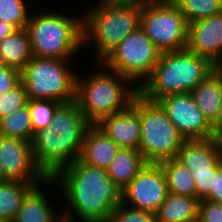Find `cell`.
Here are the masks:
<instances>
[{
    "mask_svg": "<svg viewBox=\"0 0 222 222\" xmlns=\"http://www.w3.org/2000/svg\"><path fill=\"white\" fill-rule=\"evenodd\" d=\"M61 189L68 203L62 214L64 222H108L113 210L121 204V189L106 170L83 163L79 158L45 181ZM68 211V212H67ZM75 214V216H72Z\"/></svg>",
    "mask_w": 222,
    "mask_h": 222,
    "instance_id": "6da1fadb",
    "label": "cell"
},
{
    "mask_svg": "<svg viewBox=\"0 0 222 222\" xmlns=\"http://www.w3.org/2000/svg\"><path fill=\"white\" fill-rule=\"evenodd\" d=\"M89 126L76 100H73L61 103L49 126L34 134L31 142L33 155L37 166L48 178H53L80 157Z\"/></svg>",
    "mask_w": 222,
    "mask_h": 222,
    "instance_id": "7a4b0ae2",
    "label": "cell"
},
{
    "mask_svg": "<svg viewBox=\"0 0 222 222\" xmlns=\"http://www.w3.org/2000/svg\"><path fill=\"white\" fill-rule=\"evenodd\" d=\"M216 67L208 58L187 48L163 52L150 77L138 83L139 94L157 102L167 95L191 93Z\"/></svg>",
    "mask_w": 222,
    "mask_h": 222,
    "instance_id": "3957f363",
    "label": "cell"
},
{
    "mask_svg": "<svg viewBox=\"0 0 222 222\" xmlns=\"http://www.w3.org/2000/svg\"><path fill=\"white\" fill-rule=\"evenodd\" d=\"M92 74L85 79L77 75L75 100L88 123L97 125L110 115L126 110L139 88L136 84L130 87L129 79L109 69Z\"/></svg>",
    "mask_w": 222,
    "mask_h": 222,
    "instance_id": "277c9868",
    "label": "cell"
},
{
    "mask_svg": "<svg viewBox=\"0 0 222 222\" xmlns=\"http://www.w3.org/2000/svg\"><path fill=\"white\" fill-rule=\"evenodd\" d=\"M29 17L25 27L34 57L71 59L83 46V16L45 10ZM51 12V13H50Z\"/></svg>",
    "mask_w": 222,
    "mask_h": 222,
    "instance_id": "5b68a950",
    "label": "cell"
},
{
    "mask_svg": "<svg viewBox=\"0 0 222 222\" xmlns=\"http://www.w3.org/2000/svg\"><path fill=\"white\" fill-rule=\"evenodd\" d=\"M82 13L83 46L93 39L98 63L140 27L141 8L138 7L98 3Z\"/></svg>",
    "mask_w": 222,
    "mask_h": 222,
    "instance_id": "8992f818",
    "label": "cell"
},
{
    "mask_svg": "<svg viewBox=\"0 0 222 222\" xmlns=\"http://www.w3.org/2000/svg\"><path fill=\"white\" fill-rule=\"evenodd\" d=\"M139 120L141 137L138 150L146 163L159 164L175 159L186 140L168 119L161 105L139 94Z\"/></svg>",
    "mask_w": 222,
    "mask_h": 222,
    "instance_id": "52a82bcc",
    "label": "cell"
},
{
    "mask_svg": "<svg viewBox=\"0 0 222 222\" xmlns=\"http://www.w3.org/2000/svg\"><path fill=\"white\" fill-rule=\"evenodd\" d=\"M69 60L33 56L21 71L28 99L60 103L75 100L77 74L68 66Z\"/></svg>",
    "mask_w": 222,
    "mask_h": 222,
    "instance_id": "ba28073f",
    "label": "cell"
},
{
    "mask_svg": "<svg viewBox=\"0 0 222 222\" xmlns=\"http://www.w3.org/2000/svg\"><path fill=\"white\" fill-rule=\"evenodd\" d=\"M161 51L139 27L119 43L99 64L132 82H144L158 63ZM135 80V81H134Z\"/></svg>",
    "mask_w": 222,
    "mask_h": 222,
    "instance_id": "9c48e42d",
    "label": "cell"
},
{
    "mask_svg": "<svg viewBox=\"0 0 222 222\" xmlns=\"http://www.w3.org/2000/svg\"><path fill=\"white\" fill-rule=\"evenodd\" d=\"M140 28L163 53L185 49L188 22L178 6L156 0L141 8Z\"/></svg>",
    "mask_w": 222,
    "mask_h": 222,
    "instance_id": "30bf717a",
    "label": "cell"
},
{
    "mask_svg": "<svg viewBox=\"0 0 222 222\" xmlns=\"http://www.w3.org/2000/svg\"><path fill=\"white\" fill-rule=\"evenodd\" d=\"M168 194L167 180L161 165L146 163L121 190V203L156 214Z\"/></svg>",
    "mask_w": 222,
    "mask_h": 222,
    "instance_id": "8fae6325",
    "label": "cell"
},
{
    "mask_svg": "<svg viewBox=\"0 0 222 222\" xmlns=\"http://www.w3.org/2000/svg\"><path fill=\"white\" fill-rule=\"evenodd\" d=\"M185 140L217 137L213 126L197 107L191 93L171 94L157 101Z\"/></svg>",
    "mask_w": 222,
    "mask_h": 222,
    "instance_id": "7c38bea8",
    "label": "cell"
},
{
    "mask_svg": "<svg viewBox=\"0 0 222 222\" xmlns=\"http://www.w3.org/2000/svg\"><path fill=\"white\" fill-rule=\"evenodd\" d=\"M0 160L5 180L43 183L48 179L36 164L31 142L0 135Z\"/></svg>",
    "mask_w": 222,
    "mask_h": 222,
    "instance_id": "4fadbf2b",
    "label": "cell"
},
{
    "mask_svg": "<svg viewBox=\"0 0 222 222\" xmlns=\"http://www.w3.org/2000/svg\"><path fill=\"white\" fill-rule=\"evenodd\" d=\"M186 48L208 58L215 66L222 65V12L188 24Z\"/></svg>",
    "mask_w": 222,
    "mask_h": 222,
    "instance_id": "5bb4252c",
    "label": "cell"
},
{
    "mask_svg": "<svg viewBox=\"0 0 222 222\" xmlns=\"http://www.w3.org/2000/svg\"><path fill=\"white\" fill-rule=\"evenodd\" d=\"M97 126L120 148L138 150L141 137L139 93L126 110L110 115Z\"/></svg>",
    "mask_w": 222,
    "mask_h": 222,
    "instance_id": "9a60e30c",
    "label": "cell"
},
{
    "mask_svg": "<svg viewBox=\"0 0 222 222\" xmlns=\"http://www.w3.org/2000/svg\"><path fill=\"white\" fill-rule=\"evenodd\" d=\"M175 160L190 171L219 169L222 166V140H186L177 152Z\"/></svg>",
    "mask_w": 222,
    "mask_h": 222,
    "instance_id": "2e32d148",
    "label": "cell"
},
{
    "mask_svg": "<svg viewBox=\"0 0 222 222\" xmlns=\"http://www.w3.org/2000/svg\"><path fill=\"white\" fill-rule=\"evenodd\" d=\"M119 149L97 125H90L84 136L79 159L90 166L106 170Z\"/></svg>",
    "mask_w": 222,
    "mask_h": 222,
    "instance_id": "e0dca14e",
    "label": "cell"
},
{
    "mask_svg": "<svg viewBox=\"0 0 222 222\" xmlns=\"http://www.w3.org/2000/svg\"><path fill=\"white\" fill-rule=\"evenodd\" d=\"M191 94L217 136V117L222 100V68L216 67L191 91Z\"/></svg>",
    "mask_w": 222,
    "mask_h": 222,
    "instance_id": "ac0fdd59",
    "label": "cell"
},
{
    "mask_svg": "<svg viewBox=\"0 0 222 222\" xmlns=\"http://www.w3.org/2000/svg\"><path fill=\"white\" fill-rule=\"evenodd\" d=\"M44 184L45 182L34 186L26 194L12 222H64L62 215H56L50 206L46 193L41 188Z\"/></svg>",
    "mask_w": 222,
    "mask_h": 222,
    "instance_id": "d6986e66",
    "label": "cell"
},
{
    "mask_svg": "<svg viewBox=\"0 0 222 222\" xmlns=\"http://www.w3.org/2000/svg\"><path fill=\"white\" fill-rule=\"evenodd\" d=\"M199 204L197 197L169 193L155 214L156 222L198 221Z\"/></svg>",
    "mask_w": 222,
    "mask_h": 222,
    "instance_id": "ffe728a7",
    "label": "cell"
},
{
    "mask_svg": "<svg viewBox=\"0 0 222 222\" xmlns=\"http://www.w3.org/2000/svg\"><path fill=\"white\" fill-rule=\"evenodd\" d=\"M33 57L26 29H17L0 41V63L22 71Z\"/></svg>",
    "mask_w": 222,
    "mask_h": 222,
    "instance_id": "44dd1931",
    "label": "cell"
},
{
    "mask_svg": "<svg viewBox=\"0 0 222 222\" xmlns=\"http://www.w3.org/2000/svg\"><path fill=\"white\" fill-rule=\"evenodd\" d=\"M146 165V161L135 149L120 148L106 172L109 178L122 190Z\"/></svg>",
    "mask_w": 222,
    "mask_h": 222,
    "instance_id": "7402d4cb",
    "label": "cell"
},
{
    "mask_svg": "<svg viewBox=\"0 0 222 222\" xmlns=\"http://www.w3.org/2000/svg\"><path fill=\"white\" fill-rule=\"evenodd\" d=\"M38 184L42 183L0 182V219L12 221L26 194Z\"/></svg>",
    "mask_w": 222,
    "mask_h": 222,
    "instance_id": "603a6c76",
    "label": "cell"
},
{
    "mask_svg": "<svg viewBox=\"0 0 222 222\" xmlns=\"http://www.w3.org/2000/svg\"><path fill=\"white\" fill-rule=\"evenodd\" d=\"M165 173L169 193L196 197V186L190 170L175 159L159 163Z\"/></svg>",
    "mask_w": 222,
    "mask_h": 222,
    "instance_id": "cb8c5ba5",
    "label": "cell"
},
{
    "mask_svg": "<svg viewBox=\"0 0 222 222\" xmlns=\"http://www.w3.org/2000/svg\"><path fill=\"white\" fill-rule=\"evenodd\" d=\"M0 135L33 140V127L28 105L0 119Z\"/></svg>",
    "mask_w": 222,
    "mask_h": 222,
    "instance_id": "d4e9b609",
    "label": "cell"
},
{
    "mask_svg": "<svg viewBox=\"0 0 222 222\" xmlns=\"http://www.w3.org/2000/svg\"><path fill=\"white\" fill-rule=\"evenodd\" d=\"M178 7L190 24L222 12V0H184Z\"/></svg>",
    "mask_w": 222,
    "mask_h": 222,
    "instance_id": "484cf974",
    "label": "cell"
},
{
    "mask_svg": "<svg viewBox=\"0 0 222 222\" xmlns=\"http://www.w3.org/2000/svg\"><path fill=\"white\" fill-rule=\"evenodd\" d=\"M61 103L55 100H28V109L30 112V117L33 127V137L34 134L51 123L55 110Z\"/></svg>",
    "mask_w": 222,
    "mask_h": 222,
    "instance_id": "4316f807",
    "label": "cell"
},
{
    "mask_svg": "<svg viewBox=\"0 0 222 222\" xmlns=\"http://www.w3.org/2000/svg\"><path fill=\"white\" fill-rule=\"evenodd\" d=\"M29 9L24 0H0V20L24 29L29 21Z\"/></svg>",
    "mask_w": 222,
    "mask_h": 222,
    "instance_id": "83f0119b",
    "label": "cell"
},
{
    "mask_svg": "<svg viewBox=\"0 0 222 222\" xmlns=\"http://www.w3.org/2000/svg\"><path fill=\"white\" fill-rule=\"evenodd\" d=\"M28 96L20 81L15 87L0 95V119L27 106Z\"/></svg>",
    "mask_w": 222,
    "mask_h": 222,
    "instance_id": "f1b7e54d",
    "label": "cell"
},
{
    "mask_svg": "<svg viewBox=\"0 0 222 222\" xmlns=\"http://www.w3.org/2000/svg\"><path fill=\"white\" fill-rule=\"evenodd\" d=\"M108 222H156V218L153 213L121 203L113 210Z\"/></svg>",
    "mask_w": 222,
    "mask_h": 222,
    "instance_id": "f546056e",
    "label": "cell"
},
{
    "mask_svg": "<svg viewBox=\"0 0 222 222\" xmlns=\"http://www.w3.org/2000/svg\"><path fill=\"white\" fill-rule=\"evenodd\" d=\"M218 170L219 169L190 171L195 180L196 197L199 200L205 199L210 194L214 183V174H217Z\"/></svg>",
    "mask_w": 222,
    "mask_h": 222,
    "instance_id": "4dcf8cb0",
    "label": "cell"
},
{
    "mask_svg": "<svg viewBox=\"0 0 222 222\" xmlns=\"http://www.w3.org/2000/svg\"><path fill=\"white\" fill-rule=\"evenodd\" d=\"M199 222H222V204L202 199L199 204Z\"/></svg>",
    "mask_w": 222,
    "mask_h": 222,
    "instance_id": "1f68e13d",
    "label": "cell"
},
{
    "mask_svg": "<svg viewBox=\"0 0 222 222\" xmlns=\"http://www.w3.org/2000/svg\"><path fill=\"white\" fill-rule=\"evenodd\" d=\"M20 81V71L0 63V95L15 87Z\"/></svg>",
    "mask_w": 222,
    "mask_h": 222,
    "instance_id": "d6a6232c",
    "label": "cell"
},
{
    "mask_svg": "<svg viewBox=\"0 0 222 222\" xmlns=\"http://www.w3.org/2000/svg\"><path fill=\"white\" fill-rule=\"evenodd\" d=\"M205 199L222 204V166L219 168L217 174H214L213 187Z\"/></svg>",
    "mask_w": 222,
    "mask_h": 222,
    "instance_id": "836d02e7",
    "label": "cell"
},
{
    "mask_svg": "<svg viewBox=\"0 0 222 222\" xmlns=\"http://www.w3.org/2000/svg\"><path fill=\"white\" fill-rule=\"evenodd\" d=\"M153 1H156V0H100L99 3L116 4V5H119V6L142 8L146 4H148L150 2H153Z\"/></svg>",
    "mask_w": 222,
    "mask_h": 222,
    "instance_id": "e575fe53",
    "label": "cell"
},
{
    "mask_svg": "<svg viewBox=\"0 0 222 222\" xmlns=\"http://www.w3.org/2000/svg\"><path fill=\"white\" fill-rule=\"evenodd\" d=\"M16 30L17 29L13 25L0 20V41L14 33Z\"/></svg>",
    "mask_w": 222,
    "mask_h": 222,
    "instance_id": "d590c367",
    "label": "cell"
},
{
    "mask_svg": "<svg viewBox=\"0 0 222 222\" xmlns=\"http://www.w3.org/2000/svg\"><path fill=\"white\" fill-rule=\"evenodd\" d=\"M222 135V100L220 102L218 117H217V137Z\"/></svg>",
    "mask_w": 222,
    "mask_h": 222,
    "instance_id": "8d00e7d4",
    "label": "cell"
},
{
    "mask_svg": "<svg viewBox=\"0 0 222 222\" xmlns=\"http://www.w3.org/2000/svg\"><path fill=\"white\" fill-rule=\"evenodd\" d=\"M2 181H5V173H4L3 166L0 160V182Z\"/></svg>",
    "mask_w": 222,
    "mask_h": 222,
    "instance_id": "74e56055",
    "label": "cell"
},
{
    "mask_svg": "<svg viewBox=\"0 0 222 222\" xmlns=\"http://www.w3.org/2000/svg\"><path fill=\"white\" fill-rule=\"evenodd\" d=\"M165 2L169 3V4H172V5H175V6H178L182 1L184 0H164Z\"/></svg>",
    "mask_w": 222,
    "mask_h": 222,
    "instance_id": "f35d334b",
    "label": "cell"
},
{
    "mask_svg": "<svg viewBox=\"0 0 222 222\" xmlns=\"http://www.w3.org/2000/svg\"><path fill=\"white\" fill-rule=\"evenodd\" d=\"M0 222H12V221L6 219H0Z\"/></svg>",
    "mask_w": 222,
    "mask_h": 222,
    "instance_id": "ab89813d",
    "label": "cell"
}]
</instances>
